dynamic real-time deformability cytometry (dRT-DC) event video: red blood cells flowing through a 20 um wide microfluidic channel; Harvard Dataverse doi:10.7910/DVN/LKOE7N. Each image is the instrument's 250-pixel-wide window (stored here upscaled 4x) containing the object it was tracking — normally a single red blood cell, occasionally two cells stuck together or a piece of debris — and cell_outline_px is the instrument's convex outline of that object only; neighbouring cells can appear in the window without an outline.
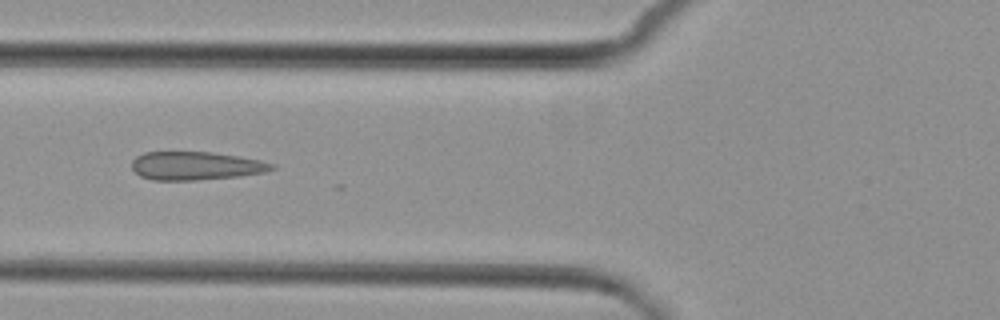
{"species": "common noctule bat (a hibernating species)", "species_latin": "Nyctalus noctula", "temperature_condition": "cold", "stored_images_in_passage": 6, "camera_frame_rate_fps": 3000, "um_per_image_px": 0.085, "animal": {"sex": "female", "body_mass_g": 29.2, "forearm_length_mm": 56.3}, "frame": {"image": 1, "passage_image": 6, "time_ms": 6.0, "image_size_px": [1000, 320], "cell_outline_px": [[276, 168], [264, 172], [240, 176], [196, 180], [152, 180], [140, 176], [132, 168], [132, 160], [136, 156], [144, 152], [212, 152], [240, 156], [260, 160], [276, 164]], "centroid_in_image_um": [16.66, 14.09], "position_along_channel_um": 109.1, "area_um2": 23.24}}